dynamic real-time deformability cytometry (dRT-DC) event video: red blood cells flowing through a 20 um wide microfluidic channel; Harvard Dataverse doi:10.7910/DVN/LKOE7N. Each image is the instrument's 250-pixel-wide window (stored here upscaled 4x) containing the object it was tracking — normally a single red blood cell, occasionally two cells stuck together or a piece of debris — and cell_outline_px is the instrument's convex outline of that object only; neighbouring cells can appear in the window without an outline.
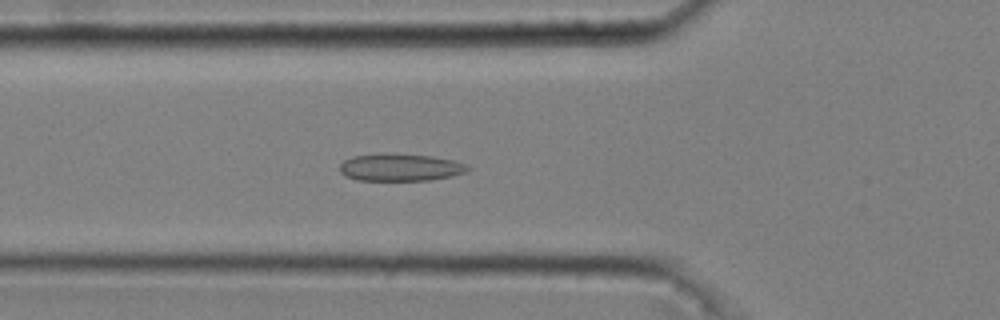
{"species": "common noctule bat (a hibernating species)", "species_latin": "Nyctalus noctula", "temperature_condition": "cold", "stored_images_in_passage": 51, "camera_frame_rate_fps": 3000, "um_per_image_px": 0.085, "animal": {"sex": "male", "body_mass_g": 20.4}, "frame": {"image": 1, "passage_image": 18, "time_ms": 5.667, "image_size_px": [1000, 320], "cell_outline_px": [[472, 168], [468, 172], [452, 176], [432, 180], [356, 180], [344, 176], [340, 172], [340, 164], [344, 160], [352, 156], [384, 152], [432, 156], [452, 160], [464, 164]], "centroid_in_image_um": [34.01, 14.22], "position_along_channel_um": 91.8, "area_um2": 20.75}}
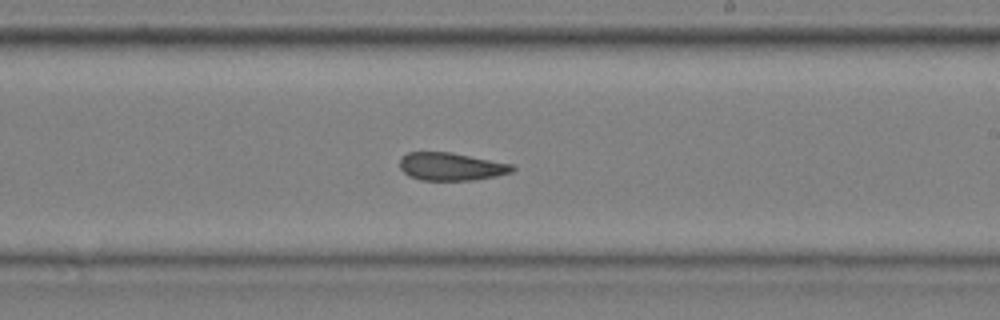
{"frame": {"image": 2, "passage_image": 31, "time_ms": 10.0, "image_size_px": [1000, 320], "cell_outline_px": [[516, 168], [512, 172], [496, 176], [472, 180], [420, 180], [408, 176], [400, 168], [400, 156], [408, 152], [452, 152], [512, 164]], "centroid_in_image_um": [38.33, 14.15], "position_along_channel_um": 250.7, "area_um2": 18.38}}
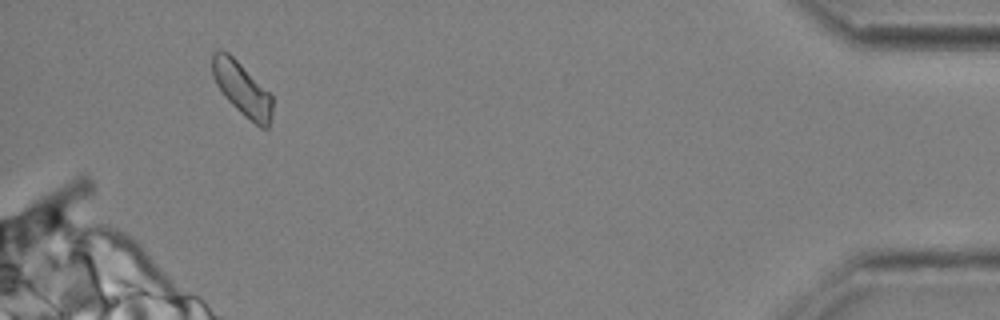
{"frame": {"image": 3, "passage_image": 49, "time_ms": 16.0, "image_size_px": [1000, 320], "cell_outline_px": [[272, 116], [268, 128], [260, 128], [244, 116], [224, 96], [216, 84], [212, 76], [212, 52], [228, 52], [272, 96]], "centroid_in_image_um": [20.57, 7.6], "position_along_channel_um": 414.6, "area_um2": 18.32}, "authors_computed_cell_mechanics": {"area_um2": 19.2474, "velocity_mm_per_s": 3.6705, "shape_relaxation_time_tau1_ms": null, "shape_relaxation_time_tau2_ms": 2.4817, "deformation_change_tau1": null, "deformation_change_tau2": 0.1053}}